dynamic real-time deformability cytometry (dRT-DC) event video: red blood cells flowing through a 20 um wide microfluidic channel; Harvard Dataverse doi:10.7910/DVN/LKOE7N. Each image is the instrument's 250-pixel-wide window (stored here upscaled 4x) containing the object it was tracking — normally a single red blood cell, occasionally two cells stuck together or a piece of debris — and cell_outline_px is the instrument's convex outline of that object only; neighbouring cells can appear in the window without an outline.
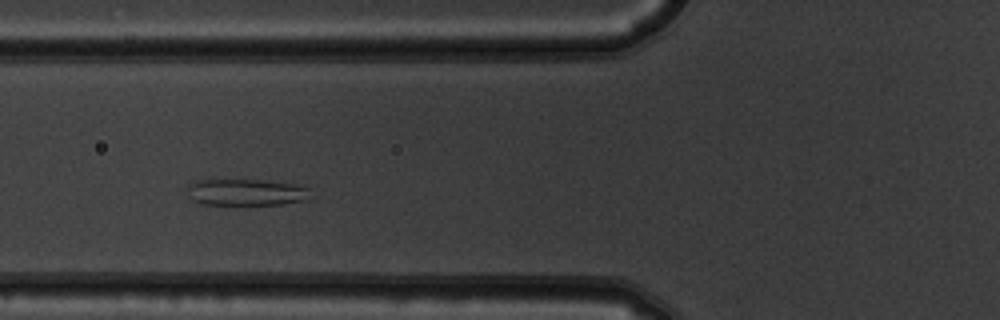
{"species": "common noctule bat (a hibernating species)", "species_latin": "Nyctalus noctula", "temperature_condition": "warm", "stored_images_in_passage": 11, "camera_frame_rate_fps": 3000, "um_per_image_px": 0.085, "animal": {"sex": "male", "body_mass_g": 19.5, "forearm_length_mm": 54.6}, "frame": {"image": 1, "passage_image": 2, "time_ms": 0.333, "image_size_px": [1000, 320], "cell_outline_px": [[308, 200], [284, 204], [244, 208], [236, 208], [200, 204], [192, 200], [188, 188], [188, 184], [196, 180], [212, 176], [256, 180], [296, 184], [308, 188]], "centroid_in_image_um": [20.8, 16.37], "position_along_channel_um": 105.0, "area_um2": 21.04}}
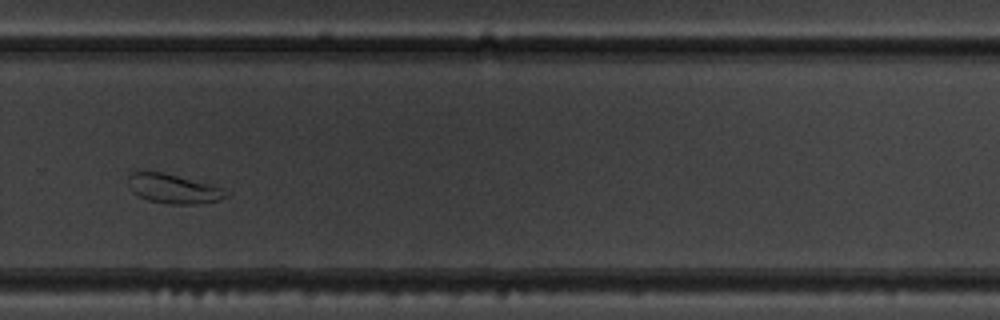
{"frame": {"image": 2, "passage_image": 7, "time_ms": 2.0, "image_size_px": [1000, 320], "cell_outline_px": [[232, 196], [220, 200], [196, 204], [168, 204], [148, 200], [132, 192], [128, 184], [128, 168], [140, 168], [164, 172], [208, 184], [232, 192]], "centroid_in_image_um": [14.66, 15.99], "position_along_channel_um": 315.1, "area_um2": 17.51}}
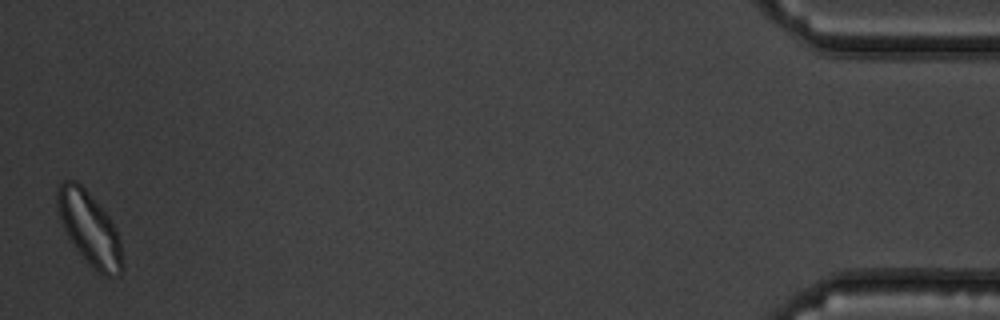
{"frame": {"image": 3, "passage_image": 11, "time_ms": 3.333, "image_size_px": [1000, 320], "cell_outline_px": [[124, 268], [120, 276], [104, 276], [96, 272], [84, 260], [68, 236], [64, 228], [56, 204], [56, 188], [64, 180], [76, 180], [88, 192], [108, 216], [116, 228], [120, 240], [124, 264]], "centroid_in_image_um": [7.63, 19.47], "position_along_channel_um": 427.6, "area_um2": 27.8}}